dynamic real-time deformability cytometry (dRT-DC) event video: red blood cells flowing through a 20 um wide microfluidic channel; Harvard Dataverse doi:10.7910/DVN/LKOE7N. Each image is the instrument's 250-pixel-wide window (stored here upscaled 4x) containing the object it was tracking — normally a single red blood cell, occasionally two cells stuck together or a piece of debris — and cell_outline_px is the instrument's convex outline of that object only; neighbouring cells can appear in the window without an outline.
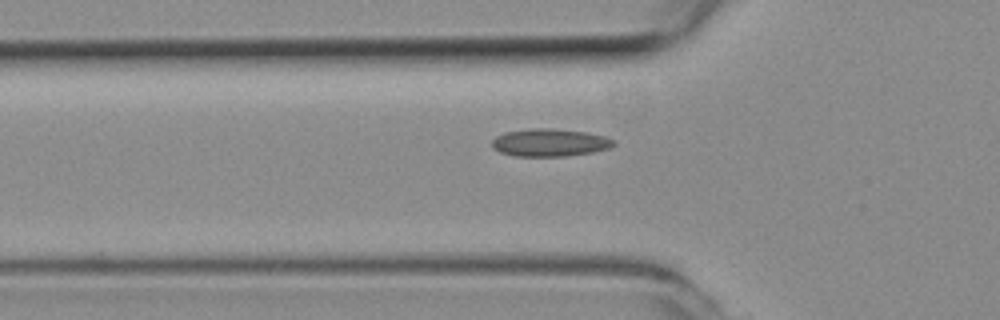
{"species": "common noctule bat (a hibernating species)", "species_latin": "Nyctalus noctula", "temperature_condition": "room temperature", "stored_images_in_passage": 41, "camera_frame_rate_fps": 3000, "um_per_image_px": 0.085, "animal": {"sex": "female", "body_mass_g": 19.3, "forearm_length_mm": 54.1}, "frame": {"image": 1, "passage_image": 13, "time_ms": 4.0, "image_size_px": [1000, 320], "cell_outline_px": [[616, 144], [608, 148], [592, 152], [564, 156], [516, 156], [500, 152], [492, 148], [492, 140], [496, 136], [504, 132], [532, 128], [552, 128], [588, 132], [604, 136], [616, 140]], "centroid_in_image_um": [46.73, 12.11], "position_along_channel_um": 79.1, "area_um2": 19.71}}
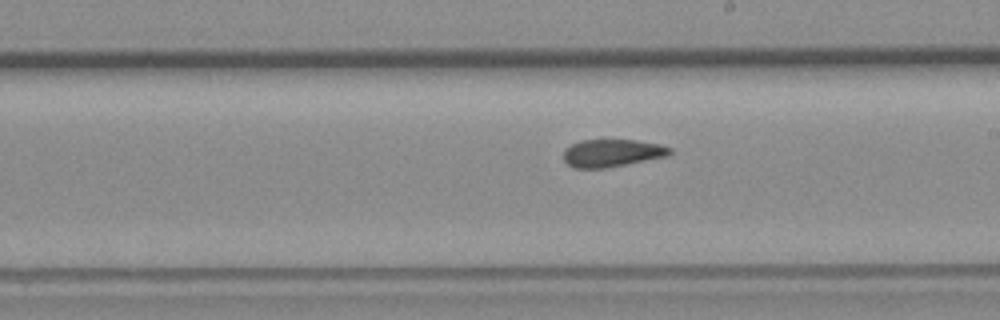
{"frame": {"image": 2, "passage_image": 25, "time_ms": 8.0, "image_size_px": [1000, 320], "cell_outline_px": [[672, 152], [668, 156], [604, 168], [572, 168], [564, 160], [564, 152], [572, 144], [580, 140], [636, 140], [660, 144], [672, 148]], "centroid_in_image_um": [52.04, 13.0], "position_along_channel_um": 237.0, "area_um2": 16.99}}
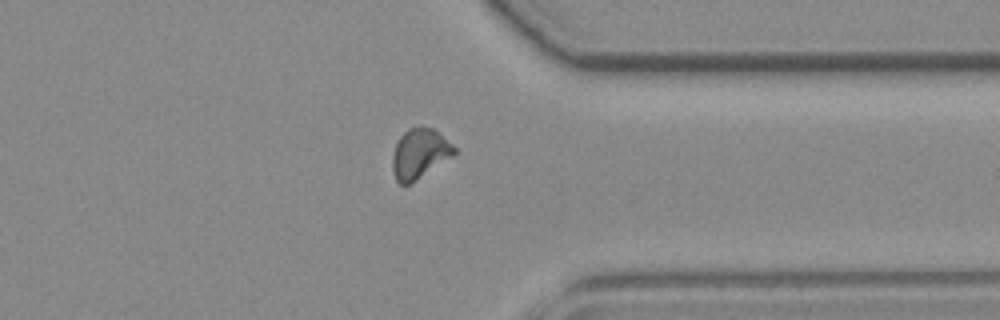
{"frame": {"image": 3, "passage_image": 36, "time_ms": 11.667, "image_size_px": [1000, 320], "cell_outline_px": [[456, 152], [452, 156], [408, 184], [400, 184], [396, 180], [392, 168], [392, 156], [396, 144], [400, 136], [408, 128], [420, 124], [432, 128], [452, 144], [456, 148]], "centroid_in_image_um": [35.64, 13.01], "position_along_channel_um": 375.8, "area_um2": 17.69}, "authors_computed_cell_mechanics": {"area_um2": 17.8602, "velocity_mm_per_s": 3.9399, "shape_relaxation_time_tau1_ms": null, "shape_relaxation_time_tau2_ms": 1.3792, "deformation_change_tau1": null, "deformation_change_tau2": 0.0705}}